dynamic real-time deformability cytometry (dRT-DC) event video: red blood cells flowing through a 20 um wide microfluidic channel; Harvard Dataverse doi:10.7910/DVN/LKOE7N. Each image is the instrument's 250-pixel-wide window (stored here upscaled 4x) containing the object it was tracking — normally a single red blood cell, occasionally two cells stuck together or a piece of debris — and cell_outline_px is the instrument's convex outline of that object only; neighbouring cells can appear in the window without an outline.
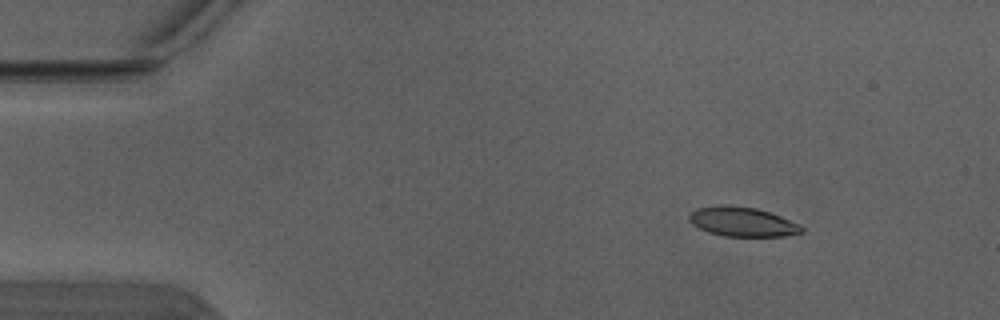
{"species": "Egyptian fruit bat (a non-hibernating species)", "species_latin": "Rousettus aegyptiacus", "temperature_condition": "warm", "stored_images_in_passage": 3, "camera_frame_rate_fps": 3000, "um_per_image_px": 0.085, "animal": {"sex": "male"}, "frame": {"image": 1, "passage_image": 1, "time_ms": 0.0, "image_size_px": [1000, 320], "cell_outline_px": [[804, 232], [784, 236], [724, 236], [708, 232], [692, 224], [688, 220], [688, 212], [696, 208], [720, 204], [728, 204], [756, 208], [780, 216], [800, 224], [804, 228]], "centroid_in_image_um": [63.06, 18.83], "position_along_channel_um": 21.9, "area_um2": 19.54}}